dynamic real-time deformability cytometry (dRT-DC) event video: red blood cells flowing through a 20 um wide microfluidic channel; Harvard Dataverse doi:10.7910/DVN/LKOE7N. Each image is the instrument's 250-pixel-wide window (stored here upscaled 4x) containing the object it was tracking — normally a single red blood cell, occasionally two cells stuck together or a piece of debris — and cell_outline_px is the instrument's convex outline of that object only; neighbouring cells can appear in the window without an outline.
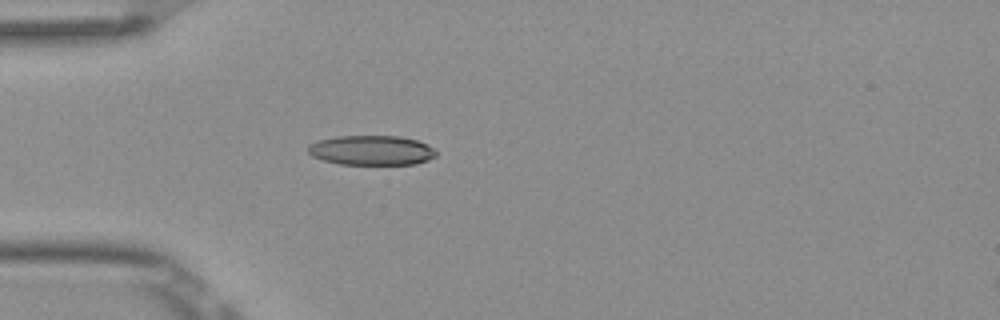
{"species": "Egyptian fruit bat (a non-hibernating species)", "species_latin": "Rousettus aegyptiacus", "temperature_condition": "room temperature", "stored_images_in_passage": 5, "camera_frame_rate_fps": 3000, "um_per_image_px": 0.085, "frame": {"image": 1, "passage_image": 5, "time_ms": 1.333, "image_size_px": [1000, 320], "cell_outline_px": [[436, 156], [428, 160], [416, 164], [340, 164], [324, 160], [312, 156], [308, 152], [308, 144], [320, 140], [336, 136], [400, 136], [416, 140], [432, 148], [436, 152]], "centroid_in_image_um": [31.56, 12.77], "position_along_channel_um": 53.4, "area_um2": 22.02}}